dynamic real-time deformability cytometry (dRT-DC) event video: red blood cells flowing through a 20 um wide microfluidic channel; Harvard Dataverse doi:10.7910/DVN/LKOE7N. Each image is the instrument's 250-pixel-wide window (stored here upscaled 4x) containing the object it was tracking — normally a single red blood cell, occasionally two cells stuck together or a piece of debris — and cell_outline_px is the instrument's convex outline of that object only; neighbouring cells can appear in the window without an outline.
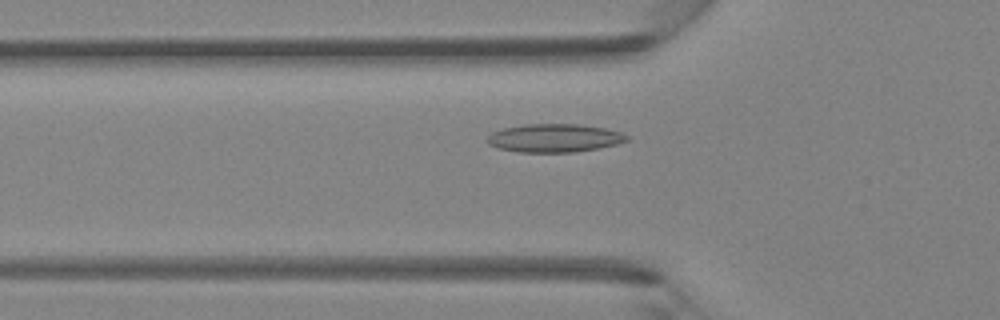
{"species": "Egyptian fruit bat (a non-hibernating species)", "species_latin": "Rousettus aegyptiacus", "temperature_condition": "room temperature", "stored_images_in_passage": 43, "camera_frame_rate_fps": 3000, "um_per_image_px": 0.085, "animal": {"sex": "female"}, "frame": {"image": 1, "passage_image": 15, "time_ms": 4.667, "image_size_px": [1000, 320], "cell_outline_px": [[628, 140], [616, 144], [600, 148], [572, 152], [520, 152], [496, 148], [488, 144], [488, 136], [492, 132], [504, 128], [524, 124], [580, 124], [604, 128], [620, 132], [628, 136]], "centroid_in_image_um": [47.11, 11.73], "position_along_channel_um": 78.7, "area_um2": 22.95}}
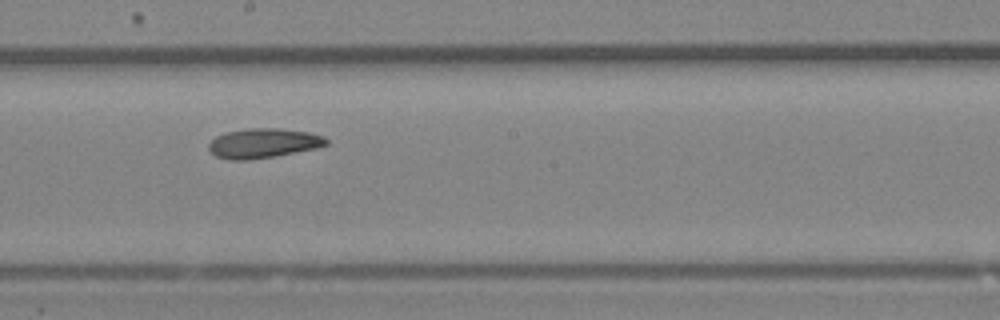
{"frame": {"image": 2, "passage_image": 25, "time_ms": 8.0, "image_size_px": [1000, 320], "cell_outline_px": [[328, 144], [316, 148], [272, 156], [248, 160], [228, 160], [216, 156], [208, 148], [208, 144], [216, 136], [224, 132], [248, 128], [280, 128], [308, 132], [324, 136], [328, 140]], "centroid_in_image_um": [22.36, 12.16], "position_along_channel_um": 225.8, "area_um2": 20.23}}
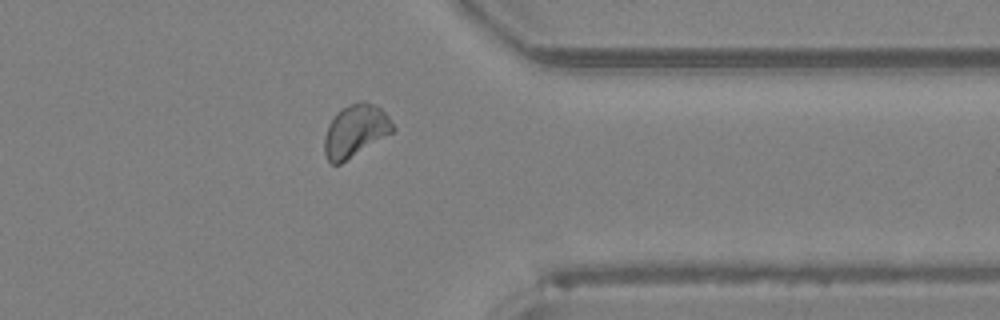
{"frame": {"image": 3, "passage_image": 36, "time_ms": 11.667, "image_size_px": [1000, 320], "cell_outline_px": [[396, 128], [392, 132], [340, 164], [332, 164], [328, 160], [324, 152], [324, 136], [328, 124], [336, 112], [340, 108], [348, 104], [360, 100], [364, 100], [380, 108], [388, 116]], "centroid_in_image_um": [30.18, 11.09], "position_along_channel_um": 381.2, "area_um2": 20.87}}